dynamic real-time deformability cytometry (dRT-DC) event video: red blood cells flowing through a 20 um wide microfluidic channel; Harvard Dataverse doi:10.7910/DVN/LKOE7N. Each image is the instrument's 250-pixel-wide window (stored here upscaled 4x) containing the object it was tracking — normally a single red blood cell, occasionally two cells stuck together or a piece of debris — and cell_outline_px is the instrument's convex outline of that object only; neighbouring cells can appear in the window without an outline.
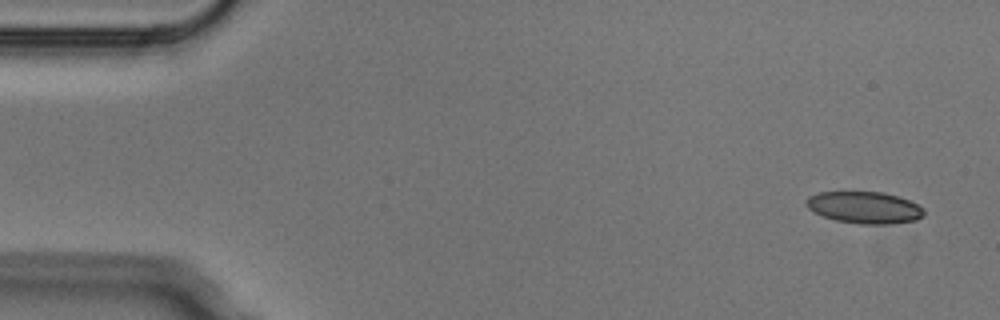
{"species": "Egyptian fruit bat (a non-hibernating species)", "species_latin": "Rousettus aegyptiacus", "temperature_condition": "cold", "stored_images_in_passage": 5, "segment_of_instrument_passage": [2, 2], "camera_frame_rate_fps": 3000, "um_per_image_px": 0.085, "animal": {"sex": "male"}, "frame": {"image": 1, "passage_image": 5, "time_ms": 1.333, "image_size_px": [1000, 320], "cell_outline_px": [[924, 216], [916, 220], [888, 224], [860, 224], [836, 220], [824, 216], [808, 208], [804, 204], [804, 200], [808, 196], [820, 192], [880, 192], [896, 196], [908, 200], [924, 208]], "centroid_in_image_um": [73.46, 17.64], "position_along_channel_um": 11.5, "area_um2": 21.73}}